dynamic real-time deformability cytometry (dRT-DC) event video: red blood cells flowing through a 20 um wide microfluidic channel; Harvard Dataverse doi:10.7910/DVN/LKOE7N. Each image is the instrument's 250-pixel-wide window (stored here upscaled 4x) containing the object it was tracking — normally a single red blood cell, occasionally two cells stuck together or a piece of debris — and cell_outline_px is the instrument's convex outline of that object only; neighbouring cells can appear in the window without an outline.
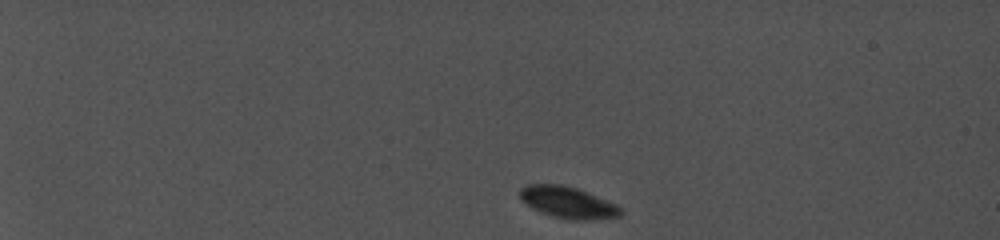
{"species": "common noctule bat (a hibernating species)", "species_latin": "Nyctalus noctula", "temperature_condition": "cold", "stored_images_in_passage": 26, "camera_frame_rate_fps": 5000, "um_per_image_px": 0.085, "animal": {"sex": "female", "body_mass_g": 19.0, "forearm_length_mm": 56.7}, "frame": {"image": 1, "passage_image": 1, "time_ms": 0.0, "image_size_px": [1000, 240], "cell_outline_px": [[624, 212], [620, 216], [592, 220], [568, 220], [552, 216], [540, 212], [532, 208], [520, 200], [520, 188], [528, 184], [564, 184], [576, 188], [616, 204]], "centroid_in_image_um": [48.25, 17.21], "position_along_channel_um": 36.8, "area_um2": 18.61}}
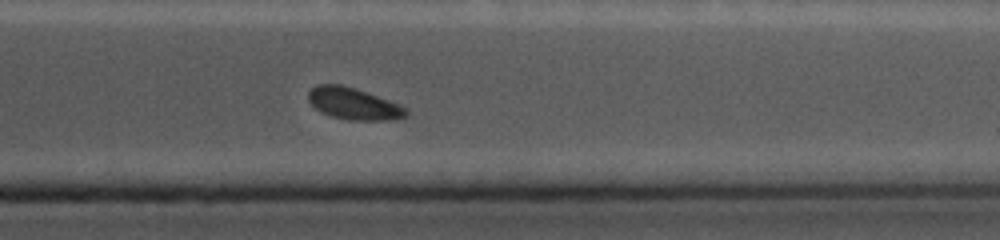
{"frame": {"image": 2, "passage_image": 24, "time_ms": 12.4, "image_size_px": [1000, 240], "cell_outline_px": [[408, 112], [404, 116], [396, 120], [352, 120], [332, 116], [320, 112], [308, 100], [308, 92], [316, 84], [340, 84], [356, 88], [388, 100], [408, 108]], "centroid_in_image_um": [30.05, 8.81], "position_along_channel_um": 381.4, "area_um2": 18.03}}
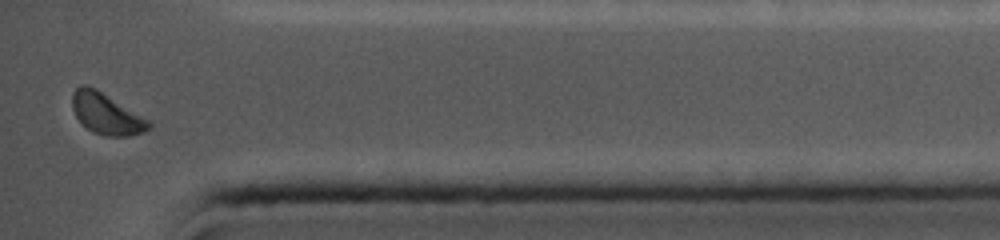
{"frame": {"image": 3, "passage_image": 26, "time_ms": 13.6, "image_size_px": [1000, 240], "cell_outline_px": [[152, 124], [144, 132], [128, 136], [104, 136], [92, 132], [76, 116], [72, 108], [72, 92], [80, 84], [84, 84], [96, 88], [152, 120]], "centroid_in_image_um": [9.07, 9.65], "position_along_channel_um": 426.1, "area_um2": 18.61}, "authors_computed_cell_mechanics": {"area_um2": 18.9006, "velocity_mm_per_s": 3.848, "shape_relaxation_time_tau1_ms": 0.6696, "shape_relaxation_time_tau2_ms": null, "deformation_change_tau1": 0.0232, "deformation_change_tau2": null}}